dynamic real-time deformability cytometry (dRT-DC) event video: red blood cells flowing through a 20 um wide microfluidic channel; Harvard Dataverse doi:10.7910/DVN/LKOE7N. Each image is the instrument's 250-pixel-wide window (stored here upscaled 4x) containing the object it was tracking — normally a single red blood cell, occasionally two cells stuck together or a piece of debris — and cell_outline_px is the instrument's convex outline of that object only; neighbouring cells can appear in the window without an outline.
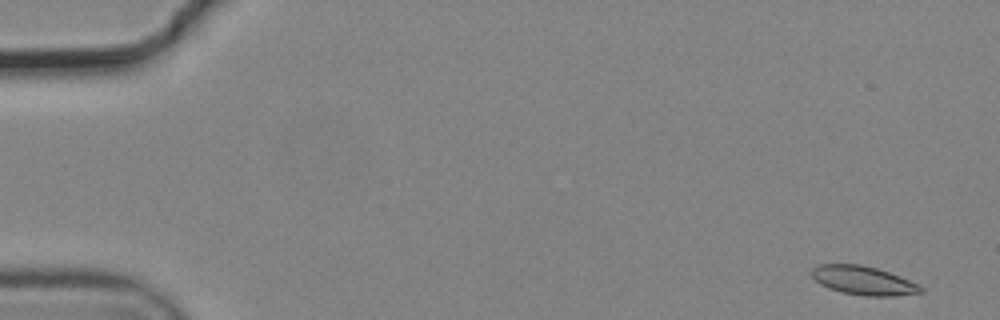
{"species": "common noctule bat (a hibernating species)", "species_latin": "Nyctalus noctula", "temperature_condition": "cold", "stored_images_in_passage": 55, "camera_frame_rate_fps": 3000, "um_per_image_px": 0.085, "animal": {"sex": "male", "body_mass_g": 19.2, "forearm_length_mm": 51.8}, "frame": {"image": 1, "passage_image": 1, "time_ms": 0.0, "image_size_px": [1000, 320], "cell_outline_px": [[924, 292], [892, 296], [864, 296], [844, 292], [828, 288], [820, 284], [812, 276], [812, 268], [820, 264], [860, 264], [876, 268], [900, 276], [920, 284], [924, 288]], "centroid_in_image_um": [73.42, 23.84], "position_along_channel_um": 11.6, "area_um2": 18.26}}
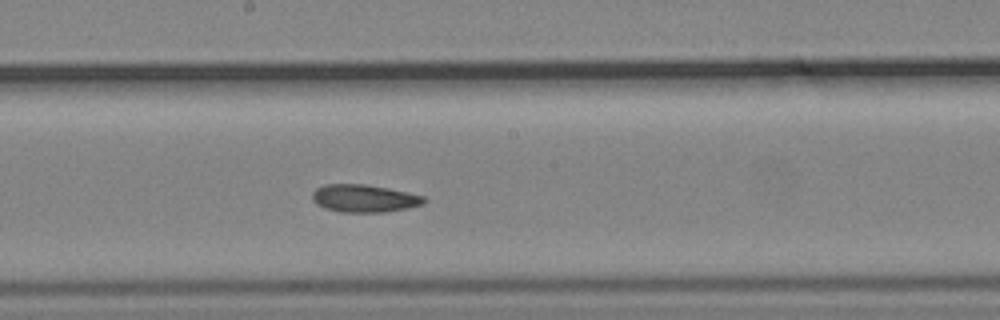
{"frame": {"image": 2, "passage_image": 29, "time_ms": 9.333, "image_size_px": [1000, 320], "cell_outline_px": [[428, 200], [424, 204], [408, 208], [384, 212], [340, 212], [324, 208], [316, 204], [312, 200], [312, 192], [316, 188], [324, 184], [364, 184], [388, 188], [408, 192], [424, 196]], "centroid_in_image_um": [30.96, 16.86], "position_along_channel_um": 217.2, "area_um2": 18.21}}
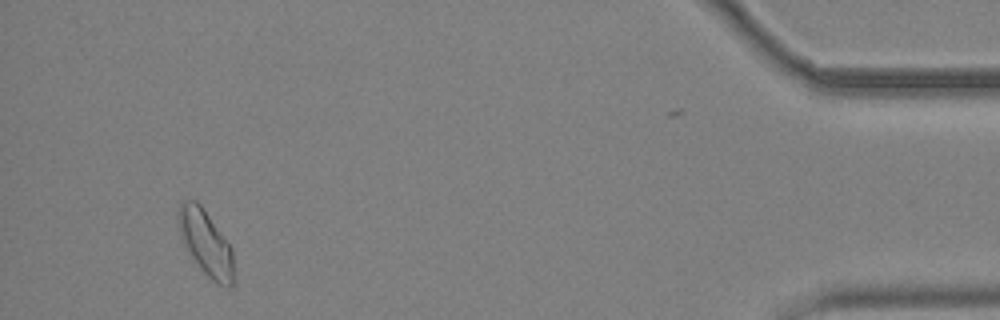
{"frame": {"image": 3, "passage_image": 51, "time_ms": 16.667, "image_size_px": [1000, 320], "cell_outline_px": [[232, 284], [216, 284], [200, 268], [184, 244], [180, 236], [176, 224], [176, 212], [180, 204], [184, 200], [196, 200], [200, 204], [232, 248]], "centroid_in_image_um": [17.42, 20.56], "position_along_channel_um": 417.8, "area_um2": 20.63}}